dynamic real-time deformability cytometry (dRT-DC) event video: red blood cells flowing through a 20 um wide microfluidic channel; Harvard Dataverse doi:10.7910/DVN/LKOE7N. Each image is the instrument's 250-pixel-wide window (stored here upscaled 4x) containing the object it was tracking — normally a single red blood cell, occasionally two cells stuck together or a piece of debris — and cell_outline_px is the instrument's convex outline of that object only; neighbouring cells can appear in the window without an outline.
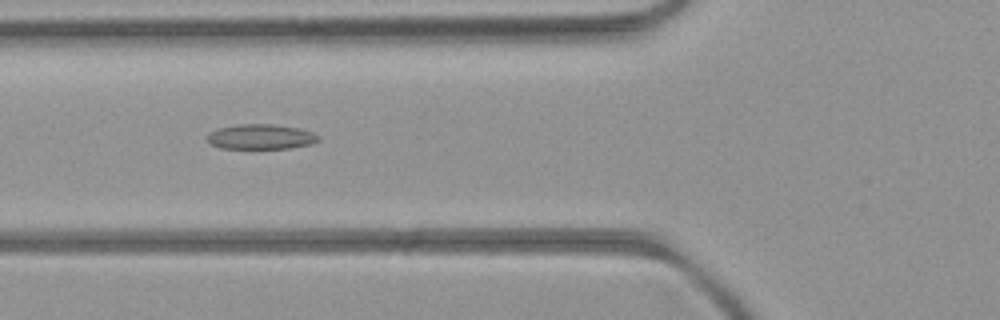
{"species": "common noctule bat (a hibernating species)", "species_latin": "Nyctalus noctula", "temperature_condition": "room temperature", "stored_images_in_passage": 38, "camera_frame_rate_fps": 3000, "um_per_image_px": 0.085, "animal": {"sex": "female", "body_mass_g": 21.9}, "frame": {"image": 1, "passage_image": 5, "time_ms": 1.333, "image_size_px": [1000, 320], "cell_outline_px": [[320, 140], [312, 144], [288, 148], [220, 148], [212, 144], [208, 140], [208, 132], [216, 128], [240, 124], [272, 124], [300, 128], [312, 132], [320, 136]], "centroid_in_image_um": [22.19, 11.61], "position_along_channel_um": 103.6, "area_um2": 16.24}}
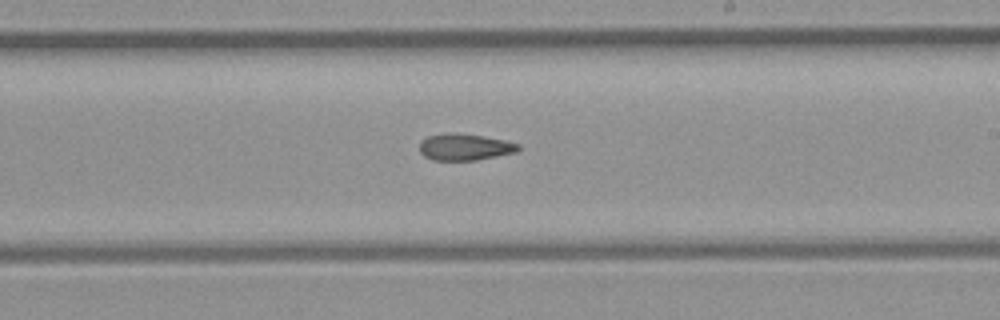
{"frame": {"image": 2, "passage_image": 16, "time_ms": 5.0, "image_size_px": [1000, 320], "cell_outline_px": [[520, 148], [516, 152], [476, 160], [432, 160], [424, 156], [420, 152], [420, 140], [428, 136], [480, 136], [504, 140], [520, 144]], "centroid_in_image_um": [39.53, 12.55], "position_along_channel_um": 249.5, "area_um2": 14.45}}
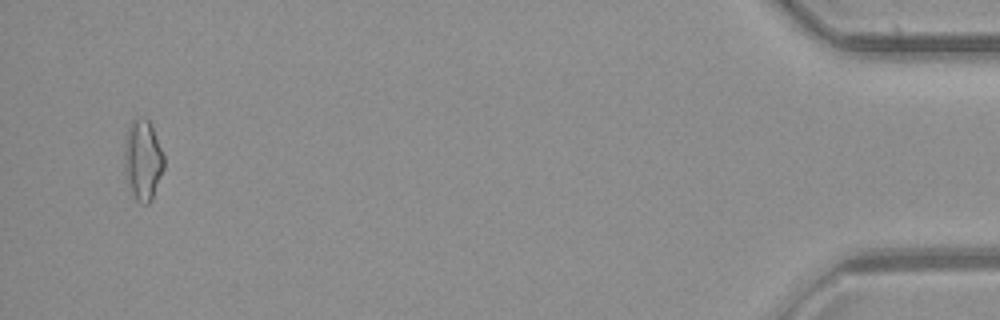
{"frame": {"image": 3, "passage_image": 36, "time_ms": 11.667, "image_size_px": [1000, 320], "cell_outline_px": [[164, 168], [152, 200], [148, 204], [140, 204], [132, 196], [128, 188], [124, 168], [124, 140], [128, 128], [132, 120], [136, 116], [144, 116], [148, 120], [152, 128], [164, 156]], "centroid_in_image_um": [12.11, 13.62], "position_along_channel_um": 423.1, "area_um2": 18.96}, "authors_computed_cell_mechanics": {"area_um2": 15.7794, "velocity_mm_per_s": 3.9641, "shape_relaxation_time_tau1_ms": null, "shape_relaxation_time_tau2_ms": 8.4262, "deformation_change_tau1": null, "deformation_change_tau2": 0.1858}}